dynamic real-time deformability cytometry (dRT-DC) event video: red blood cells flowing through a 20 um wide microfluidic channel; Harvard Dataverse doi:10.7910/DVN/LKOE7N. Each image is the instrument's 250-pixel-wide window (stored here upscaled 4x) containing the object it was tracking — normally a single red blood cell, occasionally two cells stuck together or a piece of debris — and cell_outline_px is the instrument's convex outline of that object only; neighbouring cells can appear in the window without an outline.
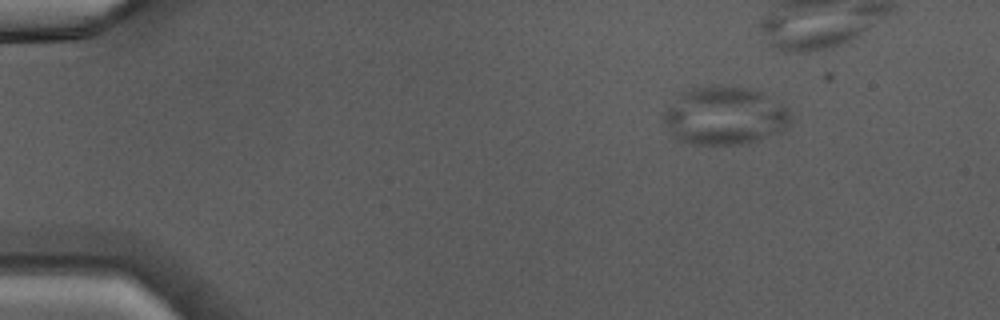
{"species": "Egyptian fruit bat (a non-hibernating species)", "species_latin": "Rousettus aegyptiacus", "temperature_condition": "warm", "stored_images_in_passage": 34, "camera_frame_rate_fps": 3000, "um_per_image_px": 0.085, "animal": {"sex": "male"}, "frame": {"image": 1, "passage_image": 1, "time_ms": 0.0, "image_size_px": [1000, 320], "cell_outline_px": [[792, 112], [788, 124], [780, 132], [744, 144], [688, 144], [672, 136], [664, 124], [660, 116], [680, 92], [692, 88], [716, 84], [724, 84], [744, 88], [756, 92], [788, 108]], "centroid_in_image_um": [61.51, 9.84], "position_along_channel_um": 23.5, "area_um2": 43.0}}